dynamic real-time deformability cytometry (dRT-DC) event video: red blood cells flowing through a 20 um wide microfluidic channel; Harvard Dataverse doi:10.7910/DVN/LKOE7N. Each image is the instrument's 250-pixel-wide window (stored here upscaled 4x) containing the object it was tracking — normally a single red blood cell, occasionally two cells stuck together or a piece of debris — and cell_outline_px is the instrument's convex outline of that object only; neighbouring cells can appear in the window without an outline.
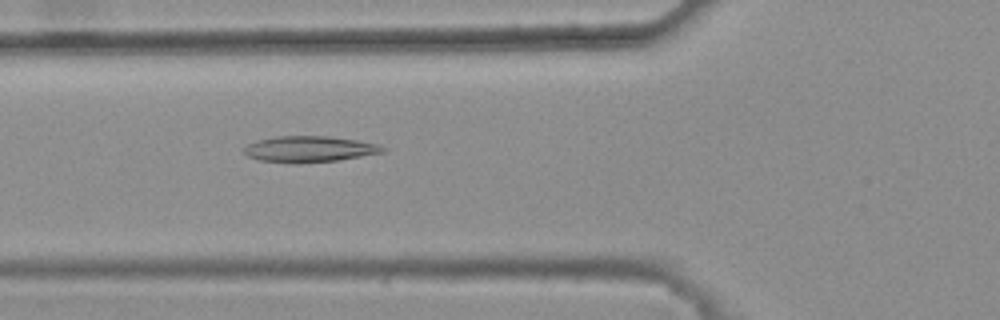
{"species": "common noctule bat (a hibernating species)", "species_latin": "Nyctalus noctula", "temperature_condition": "warm", "stored_images_in_passage": 40, "camera_frame_rate_fps": 3000, "um_per_image_px": 0.085, "animal": {"sex": "female", "body_mass_g": 25.1}, "frame": {"image": 1, "passage_image": 12, "time_ms": 3.667, "image_size_px": [1000, 320], "cell_outline_px": [[388, 148], [384, 152], [336, 160], [296, 164], [292, 164], [260, 160], [248, 156], [240, 148], [256, 140], [276, 136], [328, 136], [356, 140], [376, 144]], "centroid_in_image_um": [26.23, 12.67], "position_along_channel_um": 99.6, "area_um2": 21.15}}
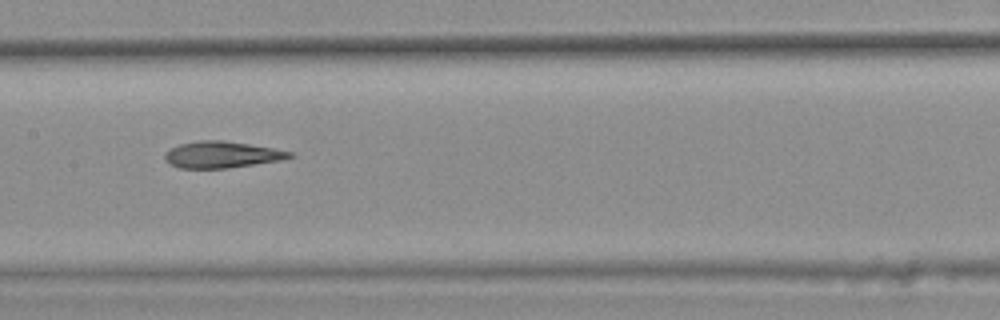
{"frame": {"image": 2, "passage_image": 19, "time_ms": 6.0, "image_size_px": [1000, 320], "cell_outline_px": [[296, 156], [280, 160], [228, 168], [180, 168], [164, 160], [164, 152], [180, 144], [200, 140], [224, 140], [272, 148], [292, 152]], "centroid_in_image_um": [18.84, 13.14], "position_along_channel_um": 188.6, "area_um2": 19.13}}
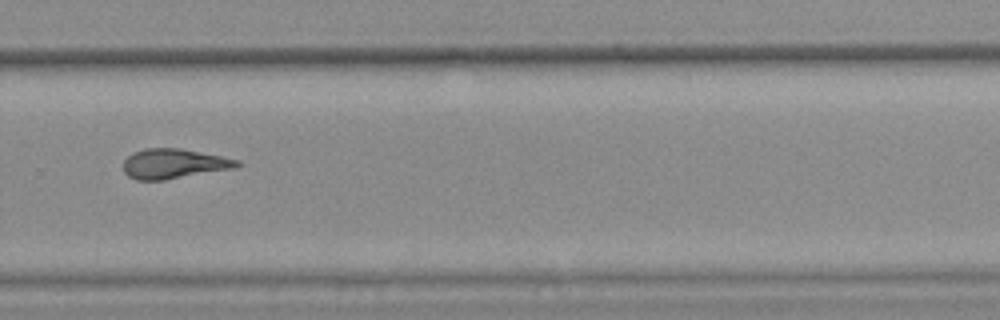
{"frame": {"image": 3, "passage_image": 29, "time_ms": 9.333, "image_size_px": [1000, 320], "cell_outline_px": [[244, 164], [236, 168], [164, 180], [136, 180], [128, 176], [124, 172], [124, 160], [132, 152], [144, 148], [180, 148], [240, 160]], "centroid_in_image_um": [14.79, 13.91], "position_along_channel_um": 315.0, "area_um2": 19.88}, "authors_computed_cell_mechanics": {"area_um2": 19.7676, "velocity_mm_per_s": 3.8063, "shape_relaxation_time_tau1_ms": null, "shape_relaxation_time_tau2_ms": 3.977, "deformation_change_tau1": null, "deformation_change_tau2": 0.1456}}